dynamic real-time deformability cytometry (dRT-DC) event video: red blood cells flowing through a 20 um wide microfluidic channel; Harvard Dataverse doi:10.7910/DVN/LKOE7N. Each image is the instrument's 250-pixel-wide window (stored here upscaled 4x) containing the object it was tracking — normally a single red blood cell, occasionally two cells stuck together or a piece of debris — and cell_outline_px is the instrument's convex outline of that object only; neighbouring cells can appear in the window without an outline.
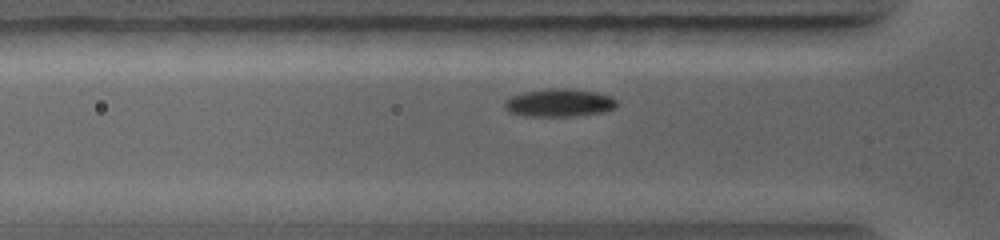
{"species": "common noctule bat (a hibernating species)", "species_latin": "Nyctalus noctula", "temperature_condition": "warm", "stored_images_in_passage": 34, "camera_frame_rate_fps": 5000, "um_per_image_px": 0.085, "animal": {"sex": "female", "body_mass_g": 19.0, "forearm_length_mm": 56.7}, "frame": {"image": 1, "passage_image": 9, "time_ms": 2.2, "image_size_px": [1000, 240], "cell_outline_px": [[616, 108], [604, 112], [576, 116], [524, 116], [508, 112], [504, 108], [504, 100], [512, 96], [524, 92], [548, 88], [572, 88], [596, 92], [612, 96], [616, 100]], "centroid_in_image_um": [47.53, 8.73], "position_along_channel_um": 78.3, "area_um2": 18.55}}
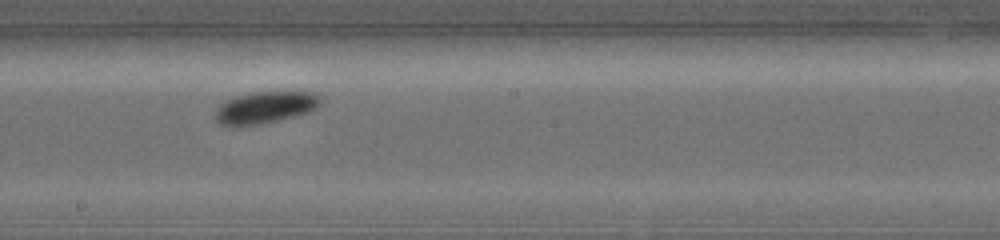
{"frame": {"image": 2, "passage_image": 19, "time_ms": 5.2, "image_size_px": [1000, 240], "cell_outline_px": [[320, 104], [316, 108], [308, 112], [276, 120], [256, 124], [220, 124], [216, 120], [216, 108], [220, 104], [236, 96], [252, 92], [312, 92], [320, 96]], "centroid_in_image_um": [22.56, 9.1], "position_along_channel_um": 225.6, "area_um2": 18.84}}
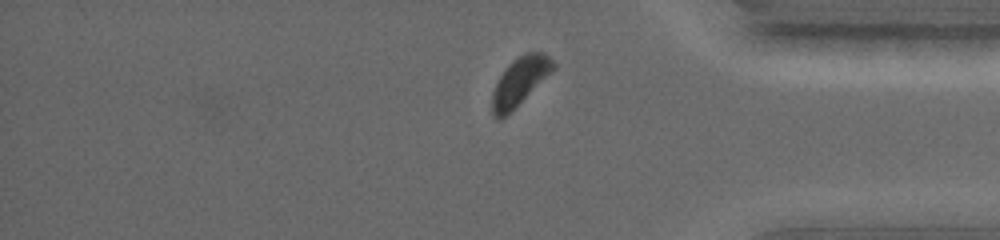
{"frame": {"image": 3, "passage_image": 31, "time_ms": 8.8, "image_size_px": [1000, 240], "cell_outline_px": [[556, 68], [552, 72], [500, 120], [496, 120], [492, 112], [492, 92], [504, 68], [512, 60], [524, 52], [544, 52], [556, 64]], "centroid_in_image_um": [44.18, 6.87], "position_along_channel_um": 391.0, "area_um2": 16.88}}